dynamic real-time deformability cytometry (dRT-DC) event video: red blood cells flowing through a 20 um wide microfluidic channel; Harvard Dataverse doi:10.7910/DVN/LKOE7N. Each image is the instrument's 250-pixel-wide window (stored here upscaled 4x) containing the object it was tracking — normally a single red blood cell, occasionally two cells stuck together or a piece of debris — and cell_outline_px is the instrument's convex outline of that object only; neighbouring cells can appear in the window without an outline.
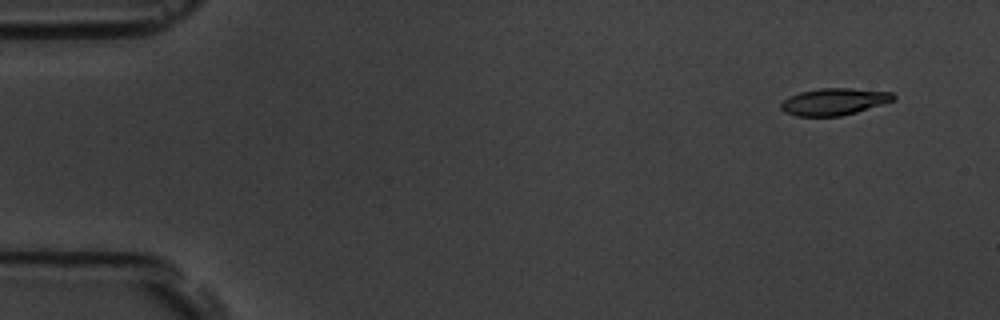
{"species": "common noctule bat (a hibernating species)", "species_latin": "Nyctalus noctula", "temperature_condition": "room temperature", "stored_images_in_passage": 8, "camera_frame_rate_fps": 3000, "um_per_image_px": 0.085, "animal": {"sex": "male", "body_mass_g": 19.5, "forearm_length_mm": 54.6}, "frame": {"image": 1, "passage_image": 1, "time_ms": 0.0, "image_size_px": [1000, 320], "cell_outline_px": [[896, 100], [856, 112], [840, 116], [796, 116], [784, 112], [780, 108], [780, 104], [788, 96], [800, 92], [820, 88], [852, 88], [892, 92], [896, 96]], "centroid_in_image_um": [70.9, 8.63], "position_along_channel_um": 14.1, "area_um2": 17.74}}
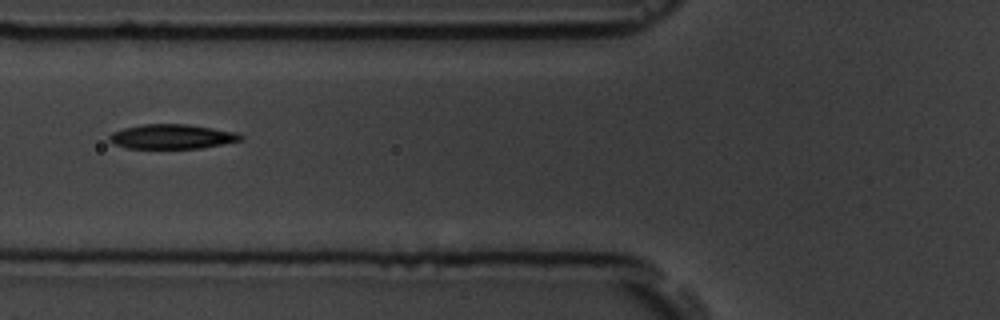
{"frame": {"image": 2, "passage_image": 6, "time_ms": 6.0, "image_size_px": [1000, 320], "cell_outline_px": [[244, 140], [224, 144], [200, 148], [128, 148], [116, 144], [108, 140], [108, 136], [112, 132], [124, 128], [144, 124], [188, 124], [236, 132], [244, 136]], "centroid_in_image_um": [14.65, 11.61], "position_along_channel_um": 111.2, "area_um2": 18.79}}
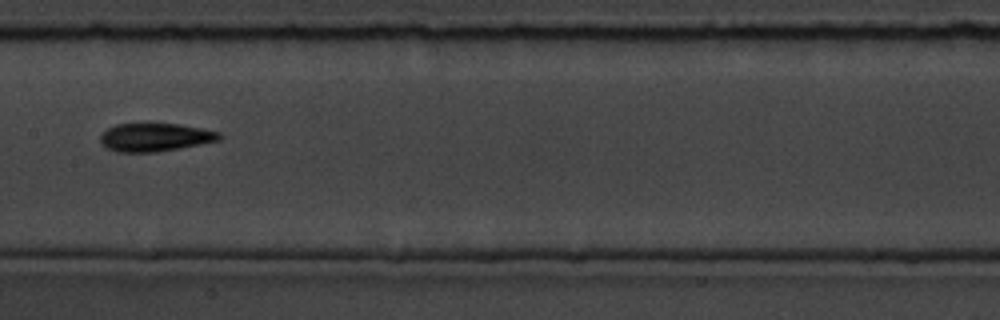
{"frame": {"image": 3, "passage_image": 8, "time_ms": 8.333, "image_size_px": [1000, 320], "cell_outline_px": [[224, 136], [220, 140], [180, 148], [156, 152], [120, 152], [108, 148], [100, 140], [100, 136], [108, 128], [116, 124], [148, 120], [180, 124], [220, 132]], "centroid_in_image_um": [13.2, 11.61], "position_along_channel_um": 194.2, "area_um2": 20.29}}